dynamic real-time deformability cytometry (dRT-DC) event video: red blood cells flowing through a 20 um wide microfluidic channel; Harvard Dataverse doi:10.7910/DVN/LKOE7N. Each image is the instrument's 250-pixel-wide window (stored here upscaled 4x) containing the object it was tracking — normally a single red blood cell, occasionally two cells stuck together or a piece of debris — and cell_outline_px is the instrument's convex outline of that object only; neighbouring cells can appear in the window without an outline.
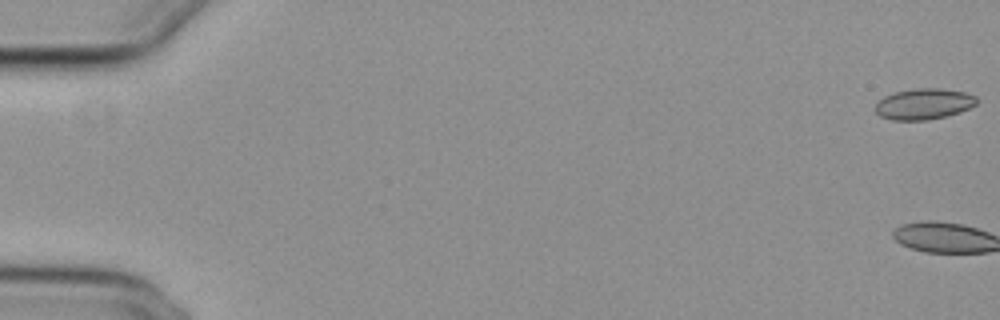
{"species": "common noctule bat (a hibernating species)", "species_latin": "Nyctalus noctula", "temperature_condition": "cold", "stored_images_in_passage": 3, "camera_frame_rate_fps": 3000, "um_per_image_px": 0.085, "animal": {"sex": "female", "body_mass_g": 29.2, "forearm_length_mm": 56.3}, "frame": {"image": 1, "passage_image": 1, "time_ms": 0.0, "image_size_px": [1000, 320], "cell_outline_px": [[976, 104], [960, 112], [928, 120], [892, 120], [880, 116], [876, 112], [876, 104], [884, 96], [896, 92], [916, 88], [940, 88], [964, 92], [976, 96]], "centroid_in_image_um": [78.52, 8.83], "position_along_channel_um": 6.5, "area_um2": 18.09}}